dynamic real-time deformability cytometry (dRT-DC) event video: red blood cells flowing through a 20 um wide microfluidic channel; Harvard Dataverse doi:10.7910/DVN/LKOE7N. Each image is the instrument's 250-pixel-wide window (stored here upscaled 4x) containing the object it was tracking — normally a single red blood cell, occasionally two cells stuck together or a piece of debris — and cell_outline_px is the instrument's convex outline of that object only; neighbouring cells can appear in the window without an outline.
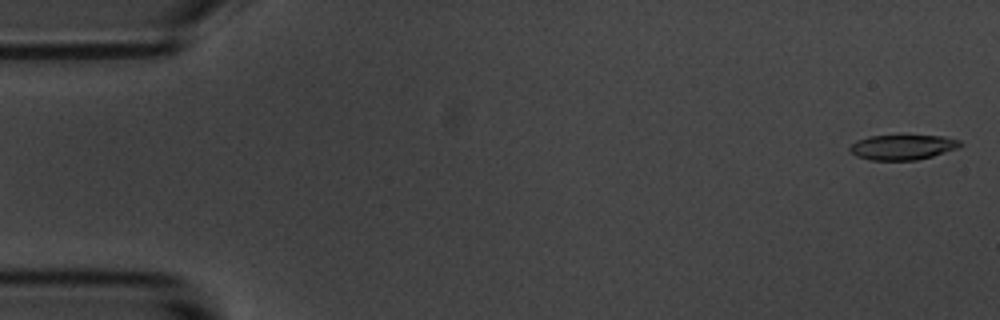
{"species": "common noctule bat (a hibernating species)", "species_latin": "Nyctalus noctula", "temperature_condition": "room temperature", "stored_images_in_passage": 5, "camera_frame_rate_fps": 3000, "um_per_image_px": 0.085, "animal": {"sex": "male", "body_mass_g": 20.1, "forearm_length_mm": 53.5}, "frame": {"image": 1, "passage_image": 1, "time_ms": 0.0, "image_size_px": [1000, 320], "cell_outline_px": [[964, 144], [960, 148], [932, 156], [916, 160], [868, 160], [856, 156], [848, 148], [856, 140], [868, 136], [944, 136], [960, 140]], "centroid_in_image_um": [76.74, 12.51], "position_along_channel_um": 8.3, "area_um2": 16.18}}
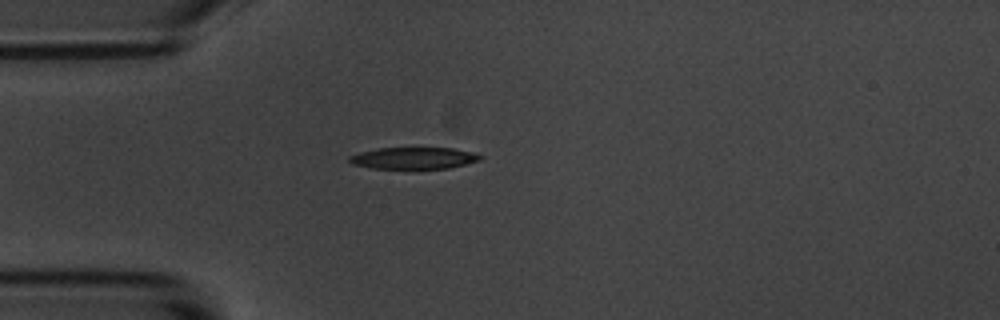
{"frame": {"image": 2, "passage_image": 5, "time_ms": 4.667, "image_size_px": [1000, 320], "cell_outline_px": [[484, 156], [480, 160], [448, 168], [372, 168], [352, 164], [348, 160], [348, 156], [360, 152], [376, 148], [452, 148], [476, 152]], "centroid_in_image_um": [35.17, 13.43], "position_along_channel_um": 49.8, "area_um2": 16.53}}